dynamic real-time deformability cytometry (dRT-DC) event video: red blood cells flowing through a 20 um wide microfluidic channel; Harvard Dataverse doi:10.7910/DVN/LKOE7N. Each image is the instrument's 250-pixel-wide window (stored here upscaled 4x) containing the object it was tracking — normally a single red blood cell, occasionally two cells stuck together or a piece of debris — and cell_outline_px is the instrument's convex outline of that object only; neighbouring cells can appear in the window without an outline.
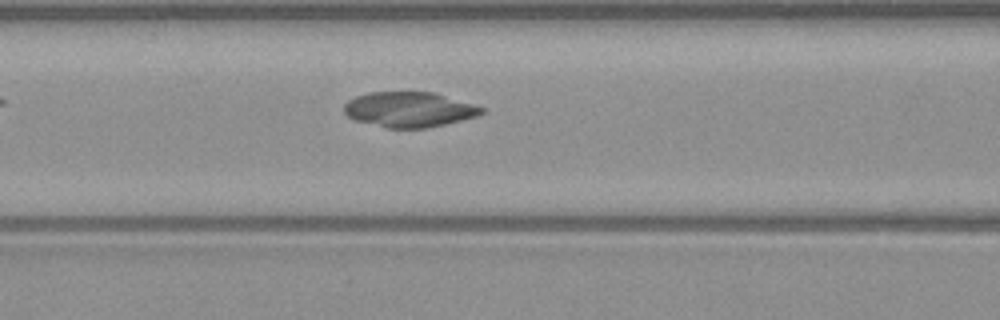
{"species": "common noctule bat (a hibernating species)", "species_latin": "Nyctalus noctula", "temperature_condition": "warm", "stored_images_in_passage": 30, "camera_frame_rate_fps": 3000, "um_per_image_px": 0.085, "animal": {"sex": "male", "body_mass_g": 23.1, "forearm_length_mm": 52.7}, "frame": {"image": 1, "passage_image": 6, "time_ms": 1.667, "image_size_px": [1000, 320], "cell_outline_px": [[484, 112], [476, 116], [428, 128], [388, 128], [356, 120], [348, 116], [344, 112], [344, 104], [348, 100], [356, 96], [368, 92], [432, 92], [472, 104], [484, 108]], "centroid_in_image_um": [34.74, 9.31], "position_along_channel_um": 131.9, "area_um2": 27.86}}
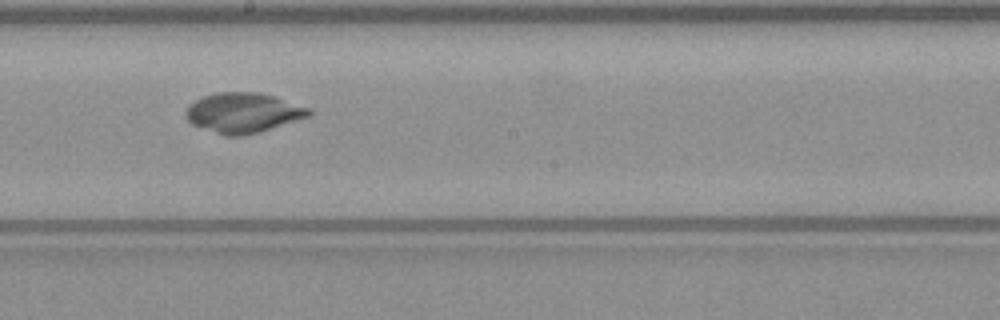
{"frame": {"image": 2, "passage_image": 13, "time_ms": 4.0, "image_size_px": [1000, 320], "cell_outline_px": [[312, 112], [308, 116], [260, 132], [244, 136], [224, 136], [192, 124], [184, 116], [184, 112], [196, 100], [204, 96], [216, 92], [256, 92], [276, 96], [312, 108]], "centroid_in_image_um": [20.68, 9.58], "position_along_channel_um": 227.5, "area_um2": 28.73}}
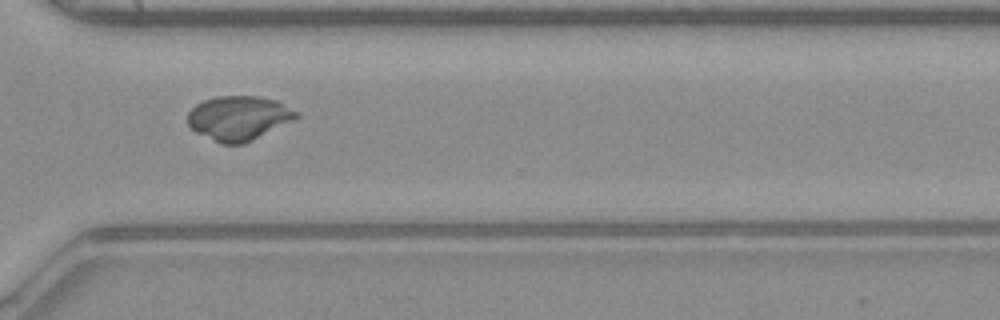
{"frame": {"image": 3, "passage_image": 22, "time_ms": 7.0, "image_size_px": [1000, 320], "cell_outline_px": [[300, 116], [244, 144], [220, 144], [196, 132], [188, 124], [188, 112], [196, 104], [204, 100], [216, 96], [260, 96], [280, 100], [300, 112]], "centroid_in_image_um": [20.32, 10.01], "position_along_channel_um": 350.3, "area_um2": 28.26}, "authors_computed_cell_mechanics": {"area_um2": 28.1486, "velocity_mm_per_s": 4.0974, "shape_relaxation_time_tau1_ms": null, "shape_relaxation_time_tau2_ms": 0.6593, "deformation_change_tau1": null, "deformation_change_tau2": 0.0295}}